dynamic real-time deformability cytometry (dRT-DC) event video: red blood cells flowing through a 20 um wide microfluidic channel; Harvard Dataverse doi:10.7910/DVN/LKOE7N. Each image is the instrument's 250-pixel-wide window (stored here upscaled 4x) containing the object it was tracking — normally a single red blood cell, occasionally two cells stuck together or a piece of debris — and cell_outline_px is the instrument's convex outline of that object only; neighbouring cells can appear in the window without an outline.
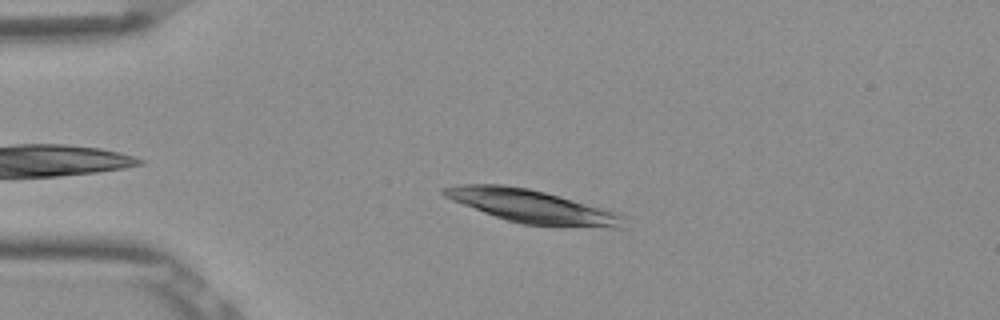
{"species": "Egyptian fruit bat (a non-hibernating species)", "species_latin": "Rousettus aegyptiacus", "temperature_condition": "room temperature", "stored_images_in_passage": 48, "camera_frame_rate_fps": 3000, "um_per_image_px": 0.085, "frame": {"image": 1, "passage_image": 8, "time_ms": 2.333, "image_size_px": [1000, 320], "cell_outline_px": [[624, 228], [612, 228], [524, 224], [508, 220], [484, 212], [452, 200], [444, 196], [440, 192], [440, 188], [460, 184], [504, 184], [528, 188], [544, 192], [572, 200], [620, 216]], "centroid_in_image_um": [45.05, 17.52], "position_along_channel_um": 39.9, "area_um2": 33.47}}